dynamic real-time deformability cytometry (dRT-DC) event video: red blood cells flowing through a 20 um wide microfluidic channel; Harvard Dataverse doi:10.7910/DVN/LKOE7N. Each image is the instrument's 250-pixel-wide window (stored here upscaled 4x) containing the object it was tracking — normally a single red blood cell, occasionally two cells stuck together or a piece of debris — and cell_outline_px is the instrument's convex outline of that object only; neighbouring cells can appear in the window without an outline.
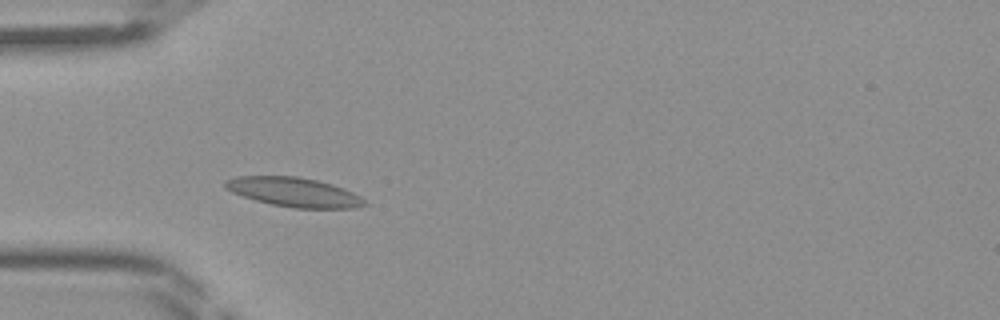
{"species": "Egyptian fruit bat (a non-hibernating species)", "species_latin": "Rousettus aegyptiacus", "temperature_condition": "room temperature", "stored_images_in_passage": 33, "camera_frame_rate_fps": 3000, "um_per_image_px": 0.085, "frame": {"image": 1, "passage_image": 8, "time_ms": 2.333, "image_size_px": [1000, 320], "cell_outline_px": [[368, 204], [352, 208], [296, 208], [272, 204], [256, 200], [232, 192], [224, 188], [224, 180], [236, 176], [296, 176], [316, 180], [332, 184], [344, 188], [360, 196]], "centroid_in_image_um": [24.97, 16.32], "position_along_channel_um": 60.0, "area_um2": 23.64}}
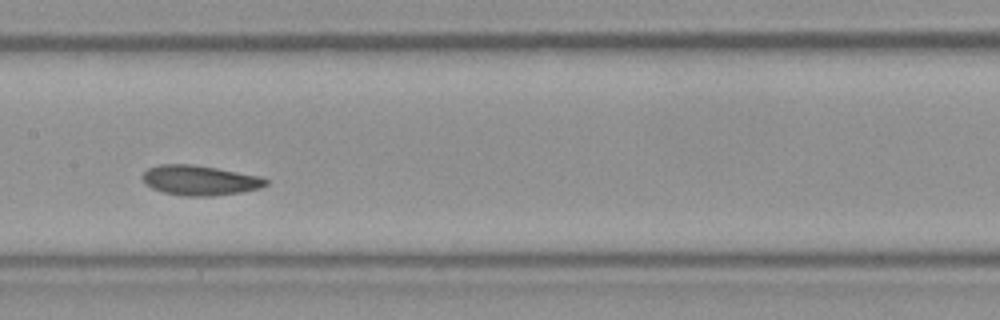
{"frame": {"image": 2, "passage_image": 17, "time_ms": 5.333, "image_size_px": [1000, 320], "cell_outline_px": [[268, 184], [260, 188], [240, 192], [212, 196], [184, 196], [164, 192], [152, 188], [144, 180], [144, 172], [148, 168], [160, 164], [192, 164], [216, 168], [260, 176], [268, 180]], "centroid_in_image_um": [17.01, 15.32], "position_along_channel_um": 190.4, "area_um2": 21.27}}
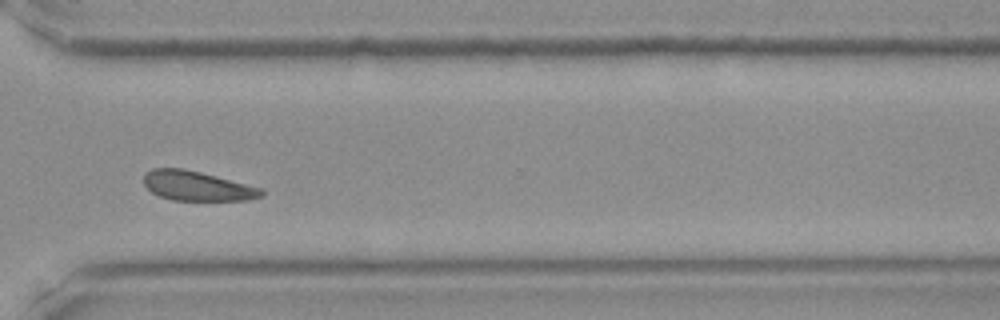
{"frame": {"image": 3, "passage_image": 28, "time_ms": 9.0, "image_size_px": [1000, 320], "cell_outline_px": [[264, 196], [248, 200], [172, 200], [160, 196], [152, 192], [144, 184], [144, 172], [152, 168], [184, 168], [264, 188]], "centroid_in_image_um": [16.77, 15.8], "position_along_channel_um": 353.8, "area_um2": 20.4}}